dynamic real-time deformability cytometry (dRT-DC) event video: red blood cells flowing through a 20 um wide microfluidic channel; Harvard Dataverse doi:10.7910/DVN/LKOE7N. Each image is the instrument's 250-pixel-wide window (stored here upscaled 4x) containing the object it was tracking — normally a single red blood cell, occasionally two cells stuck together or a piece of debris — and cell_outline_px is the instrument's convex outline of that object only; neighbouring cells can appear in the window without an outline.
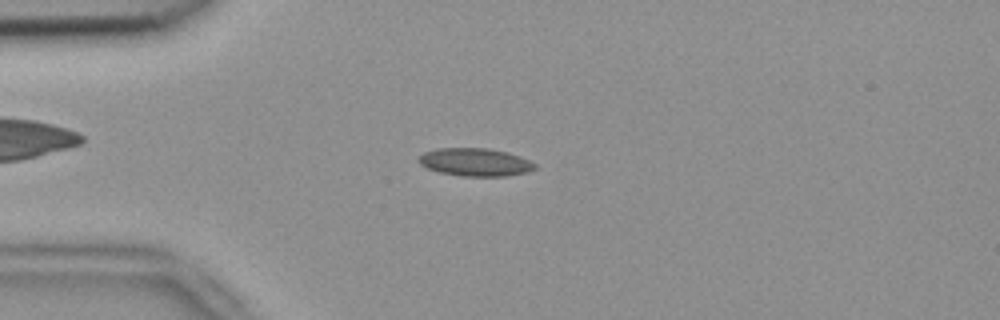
{"species": "common noctule bat (a hibernating species)", "species_latin": "Nyctalus noctula", "temperature_condition": "room temperature", "stored_images_in_passage": 47, "camera_frame_rate_fps": 3000, "um_per_image_px": 0.085, "animal": {"sex": "female", "body_mass_g": 18.4}, "frame": {"image": 1, "passage_image": 7, "time_ms": 2.0, "image_size_px": [1000, 320], "cell_outline_px": [[540, 168], [528, 172], [508, 176], [464, 176], [440, 172], [428, 168], [420, 164], [416, 160], [424, 152], [436, 148], [488, 148], [508, 152], [520, 156], [536, 164]], "centroid_in_image_um": [40.43, 13.78], "position_along_channel_um": 44.6, "area_um2": 19.07}}
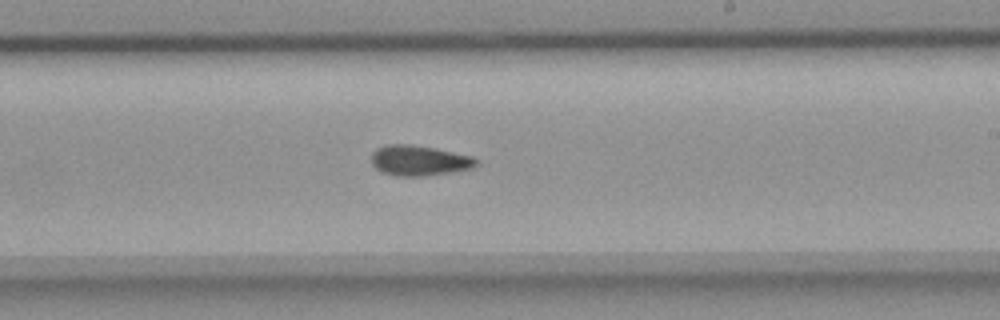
{"frame": {"image": 2, "passage_image": 25, "time_ms": 8.0, "image_size_px": [1000, 320], "cell_outline_px": [[480, 164], [472, 168], [452, 172], [420, 176], [396, 176], [380, 172], [372, 164], [372, 152], [376, 148], [384, 144], [408, 144], [436, 148], [472, 156], [480, 160]], "centroid_in_image_um": [35.64, 13.64], "position_along_channel_um": 253.4, "area_um2": 18.79}}
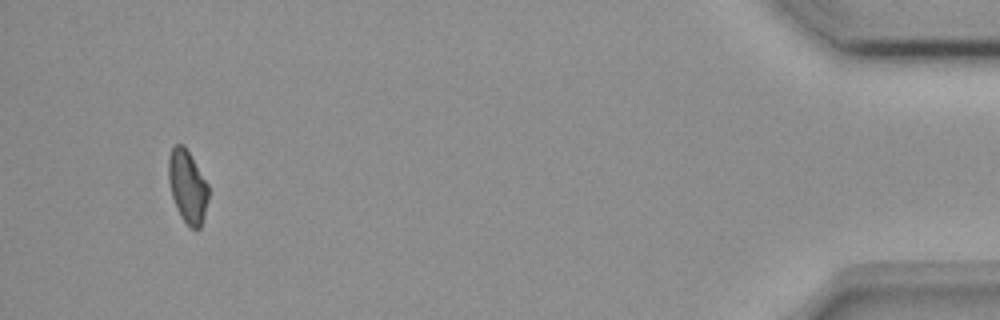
{"frame": {"image": 3, "passage_image": 44, "time_ms": 14.333, "image_size_px": [1000, 320], "cell_outline_px": [[208, 196], [200, 228], [192, 228], [180, 216], [176, 208], [172, 196], [168, 180], [168, 160], [172, 148], [176, 144], [184, 144], [208, 184]], "centroid_in_image_um": [15.91, 15.82], "position_along_channel_um": 419.3, "area_um2": 16.65}, "authors_computed_cell_mechanics": {"area_um2": 18.0914, "velocity_mm_per_s": 3.8114, "shape_relaxation_time_tau1_ms": null, "shape_relaxation_time_tau2_ms": 7.4548, "deformation_change_tau1": null, "deformation_change_tau2": 0.1305}}